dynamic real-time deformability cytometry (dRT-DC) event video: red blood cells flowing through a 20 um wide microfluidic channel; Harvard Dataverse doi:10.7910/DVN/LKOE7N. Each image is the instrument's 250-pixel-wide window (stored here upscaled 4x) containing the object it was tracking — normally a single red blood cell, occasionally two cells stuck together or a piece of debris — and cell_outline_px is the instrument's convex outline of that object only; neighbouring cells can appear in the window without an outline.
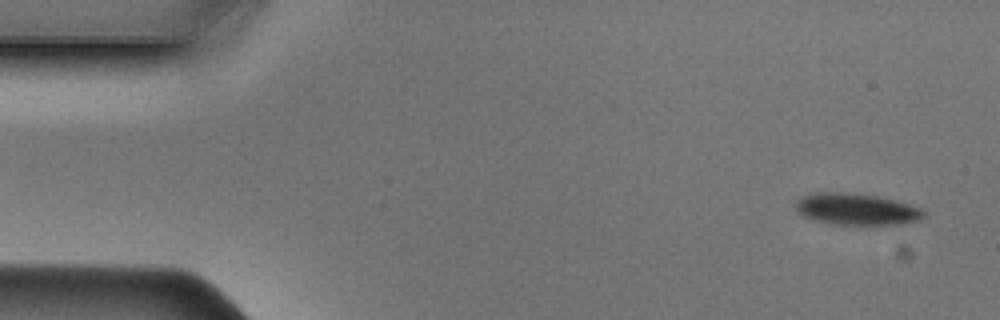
{"species": "Egyptian fruit bat (a non-hibernating species)", "species_latin": "Rousettus aegyptiacus", "temperature_condition": "cold", "stored_images_in_passage": 47, "camera_frame_rate_fps": 3000, "um_per_image_px": 0.085, "animal": {"sex": "male"}, "frame": {"image": 1, "passage_image": 2, "time_ms": 0.333, "image_size_px": [1000, 320], "cell_outline_px": [[924, 216], [920, 220], [904, 224], [832, 224], [816, 220], [804, 216], [796, 212], [796, 200], [804, 196], [816, 192], [852, 192], [876, 196], [896, 200], [920, 208], [924, 212]], "centroid_in_image_um": [72.79, 17.77], "position_along_channel_um": 12.2, "area_um2": 23.52}}
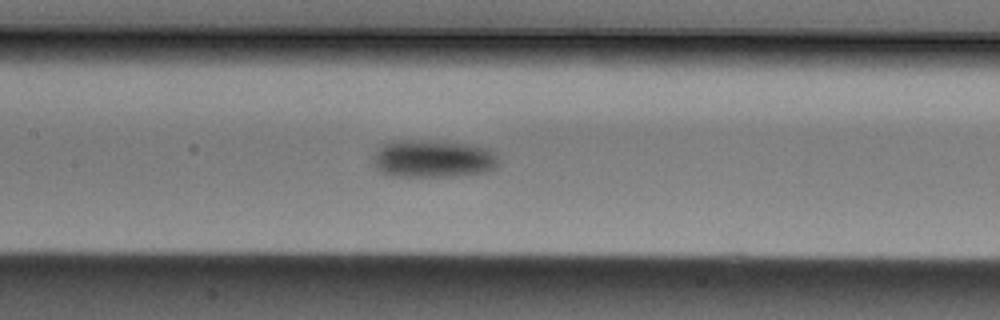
{"frame": {"image": 2, "passage_image": 21, "time_ms": 6.667, "image_size_px": [1000, 320], "cell_outline_px": [[500, 164], [496, 168], [488, 172], [452, 176], [396, 176], [380, 172], [376, 168], [372, 160], [372, 156], [384, 144], [396, 140], [428, 140], [472, 144], [492, 148], [496, 152], [500, 160]], "centroid_in_image_um": [36.89, 13.48], "position_along_channel_um": 170.5, "area_um2": 28.09}}
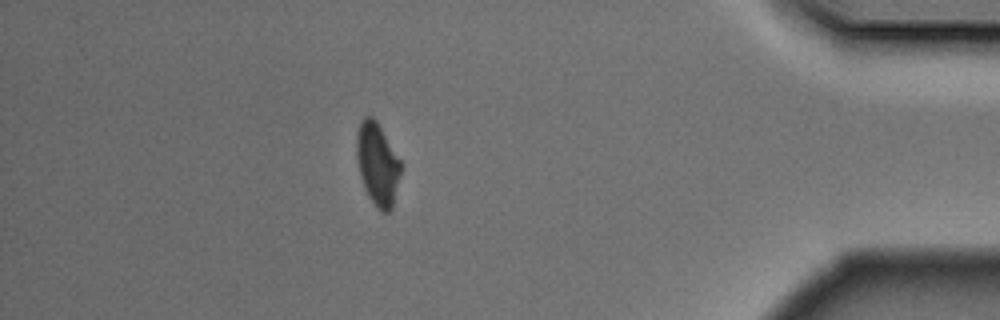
{"frame": {"image": 3, "passage_image": 41, "time_ms": 13.333, "image_size_px": [1000, 320], "cell_outline_px": [[404, 164], [392, 208], [388, 212], [380, 212], [368, 196], [364, 188], [360, 176], [356, 156], [356, 136], [360, 124], [364, 116], [372, 116], [376, 120]], "centroid_in_image_um": [32.11, 13.96], "position_along_channel_um": 403.1, "area_um2": 21.68}}